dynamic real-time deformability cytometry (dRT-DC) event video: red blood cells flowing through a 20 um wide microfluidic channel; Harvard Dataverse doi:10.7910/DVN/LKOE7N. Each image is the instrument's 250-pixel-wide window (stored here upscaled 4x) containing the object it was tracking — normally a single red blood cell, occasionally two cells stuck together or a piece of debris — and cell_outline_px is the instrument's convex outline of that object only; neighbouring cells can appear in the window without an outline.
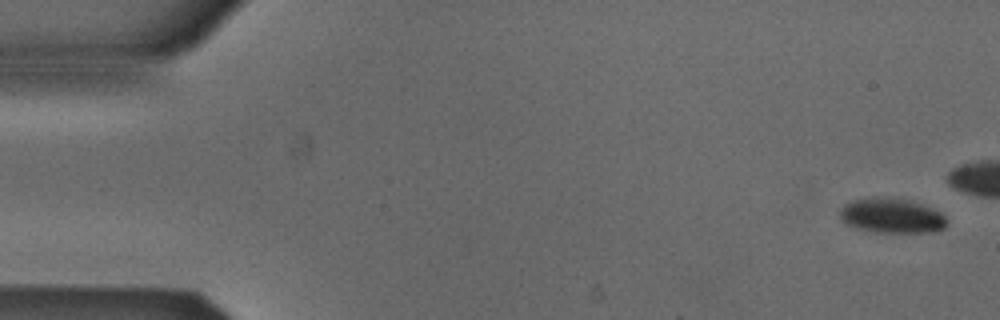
{"species": "Egyptian fruit bat (a non-hibernating species)", "species_latin": "Rousettus aegyptiacus", "temperature_condition": "cold", "stored_images_in_passage": 7, "camera_frame_rate_fps": 3000, "um_per_image_px": 0.085, "animal": {"sex": "male"}, "frame": {"image": 1, "passage_image": 1, "time_ms": 0.0, "image_size_px": [1000, 320], "cell_outline_px": [[944, 228], [932, 232], [876, 232], [856, 228], [840, 220], [840, 208], [844, 204], [852, 200], [872, 196], [908, 200], [920, 204], [940, 212], [944, 216]], "centroid_in_image_um": [75.72, 18.33], "position_along_channel_um": 9.3, "area_um2": 21.44}}